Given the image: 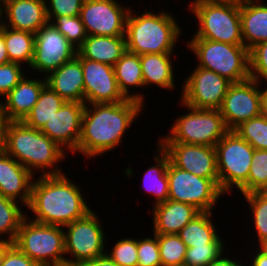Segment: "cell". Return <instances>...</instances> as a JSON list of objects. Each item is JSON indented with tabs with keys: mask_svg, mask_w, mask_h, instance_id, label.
<instances>
[{
	"mask_svg": "<svg viewBox=\"0 0 267 266\" xmlns=\"http://www.w3.org/2000/svg\"><path fill=\"white\" fill-rule=\"evenodd\" d=\"M230 84L214 71L196 66L184 79L180 102L194 109L219 110Z\"/></svg>",
	"mask_w": 267,
	"mask_h": 266,
	"instance_id": "obj_13",
	"label": "cell"
},
{
	"mask_svg": "<svg viewBox=\"0 0 267 266\" xmlns=\"http://www.w3.org/2000/svg\"><path fill=\"white\" fill-rule=\"evenodd\" d=\"M130 8L126 19V50L143 55L173 53L183 30L172 14L144 11L141 15Z\"/></svg>",
	"mask_w": 267,
	"mask_h": 266,
	"instance_id": "obj_4",
	"label": "cell"
},
{
	"mask_svg": "<svg viewBox=\"0 0 267 266\" xmlns=\"http://www.w3.org/2000/svg\"><path fill=\"white\" fill-rule=\"evenodd\" d=\"M5 118L2 113V109L0 106V151L3 150V138H4V126H5Z\"/></svg>",
	"mask_w": 267,
	"mask_h": 266,
	"instance_id": "obj_50",
	"label": "cell"
},
{
	"mask_svg": "<svg viewBox=\"0 0 267 266\" xmlns=\"http://www.w3.org/2000/svg\"><path fill=\"white\" fill-rule=\"evenodd\" d=\"M17 202L0 194V236L7 234L8 237H0V239L13 243L16 240L23 219L28 214L26 211L21 210V206Z\"/></svg>",
	"mask_w": 267,
	"mask_h": 266,
	"instance_id": "obj_32",
	"label": "cell"
},
{
	"mask_svg": "<svg viewBox=\"0 0 267 266\" xmlns=\"http://www.w3.org/2000/svg\"><path fill=\"white\" fill-rule=\"evenodd\" d=\"M162 266H183L187 246L177 234H158Z\"/></svg>",
	"mask_w": 267,
	"mask_h": 266,
	"instance_id": "obj_34",
	"label": "cell"
},
{
	"mask_svg": "<svg viewBox=\"0 0 267 266\" xmlns=\"http://www.w3.org/2000/svg\"><path fill=\"white\" fill-rule=\"evenodd\" d=\"M9 56L3 35V25L0 27V65L9 63Z\"/></svg>",
	"mask_w": 267,
	"mask_h": 266,
	"instance_id": "obj_48",
	"label": "cell"
},
{
	"mask_svg": "<svg viewBox=\"0 0 267 266\" xmlns=\"http://www.w3.org/2000/svg\"><path fill=\"white\" fill-rule=\"evenodd\" d=\"M3 35L9 61L30 67L34 56L35 34L3 25Z\"/></svg>",
	"mask_w": 267,
	"mask_h": 266,
	"instance_id": "obj_30",
	"label": "cell"
},
{
	"mask_svg": "<svg viewBox=\"0 0 267 266\" xmlns=\"http://www.w3.org/2000/svg\"><path fill=\"white\" fill-rule=\"evenodd\" d=\"M77 49L50 22L35 33L34 56L30 69L46 76L72 60Z\"/></svg>",
	"mask_w": 267,
	"mask_h": 266,
	"instance_id": "obj_15",
	"label": "cell"
},
{
	"mask_svg": "<svg viewBox=\"0 0 267 266\" xmlns=\"http://www.w3.org/2000/svg\"><path fill=\"white\" fill-rule=\"evenodd\" d=\"M198 30L192 39L244 45L241 35L240 1H200L189 7Z\"/></svg>",
	"mask_w": 267,
	"mask_h": 266,
	"instance_id": "obj_5",
	"label": "cell"
},
{
	"mask_svg": "<svg viewBox=\"0 0 267 266\" xmlns=\"http://www.w3.org/2000/svg\"><path fill=\"white\" fill-rule=\"evenodd\" d=\"M51 23L76 49L87 38L84 24L79 15L56 17Z\"/></svg>",
	"mask_w": 267,
	"mask_h": 266,
	"instance_id": "obj_37",
	"label": "cell"
},
{
	"mask_svg": "<svg viewBox=\"0 0 267 266\" xmlns=\"http://www.w3.org/2000/svg\"><path fill=\"white\" fill-rule=\"evenodd\" d=\"M14 245L13 242L0 239V266L3 263L4 257L7 253V251Z\"/></svg>",
	"mask_w": 267,
	"mask_h": 266,
	"instance_id": "obj_49",
	"label": "cell"
},
{
	"mask_svg": "<svg viewBox=\"0 0 267 266\" xmlns=\"http://www.w3.org/2000/svg\"><path fill=\"white\" fill-rule=\"evenodd\" d=\"M4 16V8L1 6L0 4V27L4 24V19H3Z\"/></svg>",
	"mask_w": 267,
	"mask_h": 266,
	"instance_id": "obj_53",
	"label": "cell"
},
{
	"mask_svg": "<svg viewBox=\"0 0 267 266\" xmlns=\"http://www.w3.org/2000/svg\"><path fill=\"white\" fill-rule=\"evenodd\" d=\"M113 68L118 88L123 96L126 99L136 100L145 104L143 94L139 92H135L136 94L134 92L133 94L130 93L132 87L134 89L144 87L140 56L126 51Z\"/></svg>",
	"mask_w": 267,
	"mask_h": 266,
	"instance_id": "obj_27",
	"label": "cell"
},
{
	"mask_svg": "<svg viewBox=\"0 0 267 266\" xmlns=\"http://www.w3.org/2000/svg\"><path fill=\"white\" fill-rule=\"evenodd\" d=\"M252 78L231 83L219 111L229 130L263 113L265 88Z\"/></svg>",
	"mask_w": 267,
	"mask_h": 266,
	"instance_id": "obj_12",
	"label": "cell"
},
{
	"mask_svg": "<svg viewBox=\"0 0 267 266\" xmlns=\"http://www.w3.org/2000/svg\"><path fill=\"white\" fill-rule=\"evenodd\" d=\"M83 1L84 0H46L48 21L51 23L56 17L79 15Z\"/></svg>",
	"mask_w": 267,
	"mask_h": 266,
	"instance_id": "obj_43",
	"label": "cell"
},
{
	"mask_svg": "<svg viewBox=\"0 0 267 266\" xmlns=\"http://www.w3.org/2000/svg\"><path fill=\"white\" fill-rule=\"evenodd\" d=\"M65 100L48 85H45L29 114L22 120L27 126L41 129L44 124L60 109Z\"/></svg>",
	"mask_w": 267,
	"mask_h": 266,
	"instance_id": "obj_31",
	"label": "cell"
},
{
	"mask_svg": "<svg viewBox=\"0 0 267 266\" xmlns=\"http://www.w3.org/2000/svg\"><path fill=\"white\" fill-rule=\"evenodd\" d=\"M46 85L45 77L23 79L0 101L6 121H22L38 101L42 88Z\"/></svg>",
	"mask_w": 267,
	"mask_h": 266,
	"instance_id": "obj_20",
	"label": "cell"
},
{
	"mask_svg": "<svg viewBox=\"0 0 267 266\" xmlns=\"http://www.w3.org/2000/svg\"><path fill=\"white\" fill-rule=\"evenodd\" d=\"M152 237L146 236L139 240L137 238L138 266H162L158 234H153Z\"/></svg>",
	"mask_w": 267,
	"mask_h": 266,
	"instance_id": "obj_41",
	"label": "cell"
},
{
	"mask_svg": "<svg viewBox=\"0 0 267 266\" xmlns=\"http://www.w3.org/2000/svg\"><path fill=\"white\" fill-rule=\"evenodd\" d=\"M267 191V150L254 149L248 176V193Z\"/></svg>",
	"mask_w": 267,
	"mask_h": 266,
	"instance_id": "obj_36",
	"label": "cell"
},
{
	"mask_svg": "<svg viewBox=\"0 0 267 266\" xmlns=\"http://www.w3.org/2000/svg\"><path fill=\"white\" fill-rule=\"evenodd\" d=\"M46 85L65 101L84 103V79L81 60L75 56L46 77Z\"/></svg>",
	"mask_w": 267,
	"mask_h": 266,
	"instance_id": "obj_21",
	"label": "cell"
},
{
	"mask_svg": "<svg viewBox=\"0 0 267 266\" xmlns=\"http://www.w3.org/2000/svg\"><path fill=\"white\" fill-rule=\"evenodd\" d=\"M243 197L249 205V211L252 213L253 226L256 231L258 246H261L267 241V191L251 192L243 194Z\"/></svg>",
	"mask_w": 267,
	"mask_h": 266,
	"instance_id": "obj_33",
	"label": "cell"
},
{
	"mask_svg": "<svg viewBox=\"0 0 267 266\" xmlns=\"http://www.w3.org/2000/svg\"><path fill=\"white\" fill-rule=\"evenodd\" d=\"M4 26L36 33L47 24L46 0H16L4 9Z\"/></svg>",
	"mask_w": 267,
	"mask_h": 266,
	"instance_id": "obj_23",
	"label": "cell"
},
{
	"mask_svg": "<svg viewBox=\"0 0 267 266\" xmlns=\"http://www.w3.org/2000/svg\"><path fill=\"white\" fill-rule=\"evenodd\" d=\"M144 106L132 99L116 103L86 104L77 152L85 158H93L118 147L135 118L137 120V116L143 112Z\"/></svg>",
	"mask_w": 267,
	"mask_h": 266,
	"instance_id": "obj_1",
	"label": "cell"
},
{
	"mask_svg": "<svg viewBox=\"0 0 267 266\" xmlns=\"http://www.w3.org/2000/svg\"><path fill=\"white\" fill-rule=\"evenodd\" d=\"M16 0H0L1 6L5 9L7 8L10 4H13Z\"/></svg>",
	"mask_w": 267,
	"mask_h": 266,
	"instance_id": "obj_52",
	"label": "cell"
},
{
	"mask_svg": "<svg viewBox=\"0 0 267 266\" xmlns=\"http://www.w3.org/2000/svg\"><path fill=\"white\" fill-rule=\"evenodd\" d=\"M3 150L34 176L36 170H40L39 176L63 173L57 164L63 162L67 152L39 129L22 121L5 122Z\"/></svg>",
	"mask_w": 267,
	"mask_h": 266,
	"instance_id": "obj_3",
	"label": "cell"
},
{
	"mask_svg": "<svg viewBox=\"0 0 267 266\" xmlns=\"http://www.w3.org/2000/svg\"><path fill=\"white\" fill-rule=\"evenodd\" d=\"M241 35L250 50L267 41V4L262 0H240Z\"/></svg>",
	"mask_w": 267,
	"mask_h": 266,
	"instance_id": "obj_24",
	"label": "cell"
},
{
	"mask_svg": "<svg viewBox=\"0 0 267 266\" xmlns=\"http://www.w3.org/2000/svg\"><path fill=\"white\" fill-rule=\"evenodd\" d=\"M81 60L84 79V103H116L126 100L120 92L113 66L82 58Z\"/></svg>",
	"mask_w": 267,
	"mask_h": 266,
	"instance_id": "obj_17",
	"label": "cell"
},
{
	"mask_svg": "<svg viewBox=\"0 0 267 266\" xmlns=\"http://www.w3.org/2000/svg\"><path fill=\"white\" fill-rule=\"evenodd\" d=\"M249 72L250 78L267 85V41L249 50Z\"/></svg>",
	"mask_w": 267,
	"mask_h": 266,
	"instance_id": "obj_40",
	"label": "cell"
},
{
	"mask_svg": "<svg viewBox=\"0 0 267 266\" xmlns=\"http://www.w3.org/2000/svg\"><path fill=\"white\" fill-rule=\"evenodd\" d=\"M263 250L267 252V241L260 246Z\"/></svg>",
	"mask_w": 267,
	"mask_h": 266,
	"instance_id": "obj_55",
	"label": "cell"
},
{
	"mask_svg": "<svg viewBox=\"0 0 267 266\" xmlns=\"http://www.w3.org/2000/svg\"><path fill=\"white\" fill-rule=\"evenodd\" d=\"M212 212H201L191 220L177 235L188 247L206 244H224L217 228L212 222Z\"/></svg>",
	"mask_w": 267,
	"mask_h": 266,
	"instance_id": "obj_29",
	"label": "cell"
},
{
	"mask_svg": "<svg viewBox=\"0 0 267 266\" xmlns=\"http://www.w3.org/2000/svg\"><path fill=\"white\" fill-rule=\"evenodd\" d=\"M26 216L14 244L40 266H66L64 228L42 224Z\"/></svg>",
	"mask_w": 267,
	"mask_h": 266,
	"instance_id": "obj_7",
	"label": "cell"
},
{
	"mask_svg": "<svg viewBox=\"0 0 267 266\" xmlns=\"http://www.w3.org/2000/svg\"><path fill=\"white\" fill-rule=\"evenodd\" d=\"M263 114L267 117V87H265V92H264Z\"/></svg>",
	"mask_w": 267,
	"mask_h": 266,
	"instance_id": "obj_51",
	"label": "cell"
},
{
	"mask_svg": "<svg viewBox=\"0 0 267 266\" xmlns=\"http://www.w3.org/2000/svg\"><path fill=\"white\" fill-rule=\"evenodd\" d=\"M108 251V252H107ZM119 266H138L137 239L122 238L105 252Z\"/></svg>",
	"mask_w": 267,
	"mask_h": 266,
	"instance_id": "obj_39",
	"label": "cell"
},
{
	"mask_svg": "<svg viewBox=\"0 0 267 266\" xmlns=\"http://www.w3.org/2000/svg\"><path fill=\"white\" fill-rule=\"evenodd\" d=\"M125 36L90 35L77 49V53L89 60L114 66L126 52Z\"/></svg>",
	"mask_w": 267,
	"mask_h": 266,
	"instance_id": "obj_25",
	"label": "cell"
},
{
	"mask_svg": "<svg viewBox=\"0 0 267 266\" xmlns=\"http://www.w3.org/2000/svg\"><path fill=\"white\" fill-rule=\"evenodd\" d=\"M178 168L212 179L219 186L215 147L186 143H157Z\"/></svg>",
	"mask_w": 267,
	"mask_h": 266,
	"instance_id": "obj_16",
	"label": "cell"
},
{
	"mask_svg": "<svg viewBox=\"0 0 267 266\" xmlns=\"http://www.w3.org/2000/svg\"><path fill=\"white\" fill-rule=\"evenodd\" d=\"M175 53H150L140 55L144 87L156 85L165 90L176 87L174 80V64L172 55Z\"/></svg>",
	"mask_w": 267,
	"mask_h": 266,
	"instance_id": "obj_26",
	"label": "cell"
},
{
	"mask_svg": "<svg viewBox=\"0 0 267 266\" xmlns=\"http://www.w3.org/2000/svg\"><path fill=\"white\" fill-rule=\"evenodd\" d=\"M153 234H177L201 211L195 206L167 200L153 207Z\"/></svg>",
	"mask_w": 267,
	"mask_h": 266,
	"instance_id": "obj_22",
	"label": "cell"
},
{
	"mask_svg": "<svg viewBox=\"0 0 267 266\" xmlns=\"http://www.w3.org/2000/svg\"><path fill=\"white\" fill-rule=\"evenodd\" d=\"M225 244H206V246L188 247L184 266H209L225 250Z\"/></svg>",
	"mask_w": 267,
	"mask_h": 266,
	"instance_id": "obj_38",
	"label": "cell"
},
{
	"mask_svg": "<svg viewBox=\"0 0 267 266\" xmlns=\"http://www.w3.org/2000/svg\"><path fill=\"white\" fill-rule=\"evenodd\" d=\"M117 0H84L80 19L87 36H125L126 19L131 7Z\"/></svg>",
	"mask_w": 267,
	"mask_h": 266,
	"instance_id": "obj_14",
	"label": "cell"
},
{
	"mask_svg": "<svg viewBox=\"0 0 267 266\" xmlns=\"http://www.w3.org/2000/svg\"><path fill=\"white\" fill-rule=\"evenodd\" d=\"M1 266H40L36 261L31 260L23 254L14 244L6 253Z\"/></svg>",
	"mask_w": 267,
	"mask_h": 266,
	"instance_id": "obj_44",
	"label": "cell"
},
{
	"mask_svg": "<svg viewBox=\"0 0 267 266\" xmlns=\"http://www.w3.org/2000/svg\"><path fill=\"white\" fill-rule=\"evenodd\" d=\"M168 199L195 206L201 212H213L215 204L225 195L212 180L176 167L171 161L167 168Z\"/></svg>",
	"mask_w": 267,
	"mask_h": 266,
	"instance_id": "obj_11",
	"label": "cell"
},
{
	"mask_svg": "<svg viewBox=\"0 0 267 266\" xmlns=\"http://www.w3.org/2000/svg\"><path fill=\"white\" fill-rule=\"evenodd\" d=\"M194 2H195V0L190 1V5H188V8H189L192 4H194Z\"/></svg>",
	"mask_w": 267,
	"mask_h": 266,
	"instance_id": "obj_56",
	"label": "cell"
},
{
	"mask_svg": "<svg viewBox=\"0 0 267 266\" xmlns=\"http://www.w3.org/2000/svg\"><path fill=\"white\" fill-rule=\"evenodd\" d=\"M35 177L4 150L0 151V194L27 207Z\"/></svg>",
	"mask_w": 267,
	"mask_h": 266,
	"instance_id": "obj_19",
	"label": "cell"
},
{
	"mask_svg": "<svg viewBox=\"0 0 267 266\" xmlns=\"http://www.w3.org/2000/svg\"><path fill=\"white\" fill-rule=\"evenodd\" d=\"M177 116L170 133L157 143H186L214 147L229 131L219 110L194 109Z\"/></svg>",
	"mask_w": 267,
	"mask_h": 266,
	"instance_id": "obj_9",
	"label": "cell"
},
{
	"mask_svg": "<svg viewBox=\"0 0 267 266\" xmlns=\"http://www.w3.org/2000/svg\"><path fill=\"white\" fill-rule=\"evenodd\" d=\"M78 266H119L106 253L92 260L82 262Z\"/></svg>",
	"mask_w": 267,
	"mask_h": 266,
	"instance_id": "obj_45",
	"label": "cell"
},
{
	"mask_svg": "<svg viewBox=\"0 0 267 266\" xmlns=\"http://www.w3.org/2000/svg\"><path fill=\"white\" fill-rule=\"evenodd\" d=\"M200 1H240V0H195V2H200Z\"/></svg>",
	"mask_w": 267,
	"mask_h": 266,
	"instance_id": "obj_54",
	"label": "cell"
},
{
	"mask_svg": "<svg viewBox=\"0 0 267 266\" xmlns=\"http://www.w3.org/2000/svg\"><path fill=\"white\" fill-rule=\"evenodd\" d=\"M157 146L158 149L153 157L156 165L149 167L142 179L145 192L155 198L153 206L167 201L169 194L167 168L170 158L159 144Z\"/></svg>",
	"mask_w": 267,
	"mask_h": 266,
	"instance_id": "obj_28",
	"label": "cell"
},
{
	"mask_svg": "<svg viewBox=\"0 0 267 266\" xmlns=\"http://www.w3.org/2000/svg\"><path fill=\"white\" fill-rule=\"evenodd\" d=\"M234 131L256 150H267V117L262 113L242 122Z\"/></svg>",
	"mask_w": 267,
	"mask_h": 266,
	"instance_id": "obj_35",
	"label": "cell"
},
{
	"mask_svg": "<svg viewBox=\"0 0 267 266\" xmlns=\"http://www.w3.org/2000/svg\"><path fill=\"white\" fill-rule=\"evenodd\" d=\"M255 246V251L249 257L253 255L254 258L250 259L252 262L251 266H267V252L261 247Z\"/></svg>",
	"mask_w": 267,
	"mask_h": 266,
	"instance_id": "obj_46",
	"label": "cell"
},
{
	"mask_svg": "<svg viewBox=\"0 0 267 266\" xmlns=\"http://www.w3.org/2000/svg\"><path fill=\"white\" fill-rule=\"evenodd\" d=\"M85 105L83 102L65 101L51 119L43 125L40 131L65 152L67 150L73 154L77 153Z\"/></svg>",
	"mask_w": 267,
	"mask_h": 266,
	"instance_id": "obj_18",
	"label": "cell"
},
{
	"mask_svg": "<svg viewBox=\"0 0 267 266\" xmlns=\"http://www.w3.org/2000/svg\"><path fill=\"white\" fill-rule=\"evenodd\" d=\"M101 219L93 210L85 217L64 226L66 266H78L106 252L105 233ZM67 229V230H66Z\"/></svg>",
	"mask_w": 267,
	"mask_h": 266,
	"instance_id": "obj_10",
	"label": "cell"
},
{
	"mask_svg": "<svg viewBox=\"0 0 267 266\" xmlns=\"http://www.w3.org/2000/svg\"><path fill=\"white\" fill-rule=\"evenodd\" d=\"M35 179L25 208L35 214L33 219L29 217L32 221L64 227L93 210L87 205L80 186L64 173Z\"/></svg>",
	"mask_w": 267,
	"mask_h": 266,
	"instance_id": "obj_2",
	"label": "cell"
},
{
	"mask_svg": "<svg viewBox=\"0 0 267 266\" xmlns=\"http://www.w3.org/2000/svg\"><path fill=\"white\" fill-rule=\"evenodd\" d=\"M214 147L221 191L231 195V190L238 189L242 195L247 194L253 146L234 130H229Z\"/></svg>",
	"mask_w": 267,
	"mask_h": 266,
	"instance_id": "obj_8",
	"label": "cell"
},
{
	"mask_svg": "<svg viewBox=\"0 0 267 266\" xmlns=\"http://www.w3.org/2000/svg\"><path fill=\"white\" fill-rule=\"evenodd\" d=\"M23 66L9 62L0 65V97H5L26 75Z\"/></svg>",
	"mask_w": 267,
	"mask_h": 266,
	"instance_id": "obj_42",
	"label": "cell"
},
{
	"mask_svg": "<svg viewBox=\"0 0 267 266\" xmlns=\"http://www.w3.org/2000/svg\"><path fill=\"white\" fill-rule=\"evenodd\" d=\"M186 45L199 60L198 67L214 71L231 83L250 78L249 50L244 45L207 39H190Z\"/></svg>",
	"mask_w": 267,
	"mask_h": 266,
	"instance_id": "obj_6",
	"label": "cell"
},
{
	"mask_svg": "<svg viewBox=\"0 0 267 266\" xmlns=\"http://www.w3.org/2000/svg\"><path fill=\"white\" fill-rule=\"evenodd\" d=\"M209 266H245V264L241 263V261H236L230 259L226 255L223 257V254L217 259L214 260Z\"/></svg>",
	"mask_w": 267,
	"mask_h": 266,
	"instance_id": "obj_47",
	"label": "cell"
}]
</instances>
